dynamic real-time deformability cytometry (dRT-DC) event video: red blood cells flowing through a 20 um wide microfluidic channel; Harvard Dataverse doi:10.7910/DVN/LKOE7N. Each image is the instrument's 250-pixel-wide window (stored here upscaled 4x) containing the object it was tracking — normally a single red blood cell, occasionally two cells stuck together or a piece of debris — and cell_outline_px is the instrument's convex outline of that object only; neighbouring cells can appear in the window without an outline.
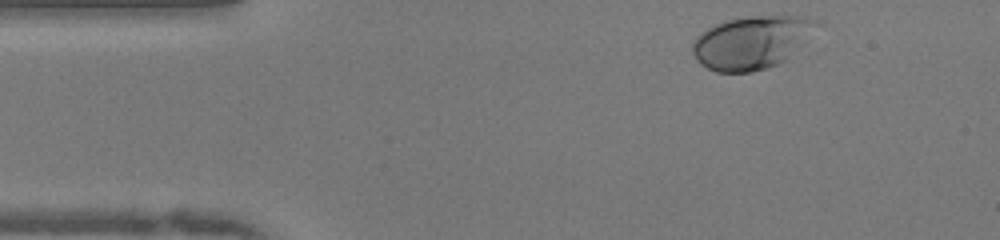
{"species": "human", "species_latin": "Homo sapiens", "temperature_condition": "warm", "stored_images_in_passage": 37, "camera_frame_rate_fps": 3000, "um_per_image_px": 0.085, "donor": {"sex": "female"}, "frame": {"image": 1, "passage_image": 1, "time_ms": 0.0, "image_size_px": [1000, 240], "cell_outline_px": [[820, 20], [784, 60], [776, 64], [752, 72], [716, 72], [700, 64], [696, 60], [692, 52], [692, 44], [696, 36], [700, 32], [716, 24], [728, 20], [752, 16], [808, 16]], "centroid_in_image_um": [63.78, 3.6], "position_along_channel_um": 21.2, "area_um2": 37.34}}
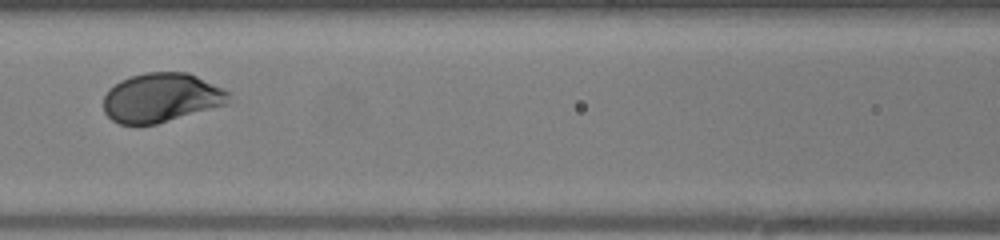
{"frame": {"image": 2, "passage_image": 16, "time_ms": 5.0, "image_size_px": [1000, 240], "cell_outline_px": [[228, 104], [156, 124], [120, 124], [112, 120], [104, 112], [104, 96], [108, 88], [120, 80], [132, 76], [148, 72], [188, 72], [228, 92]], "centroid_in_image_um": [13.66, 8.31], "position_along_channel_um": 152.9, "area_um2": 35.55}}
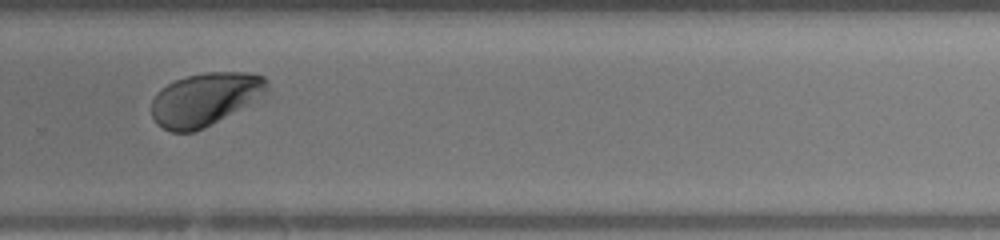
{"frame": {"image": 3, "passage_image": 28, "time_ms": 9.0, "image_size_px": [1000, 240], "cell_outline_px": [[268, 92], [204, 128], [196, 132], [172, 132], [156, 124], [152, 116], [152, 100], [156, 92], [160, 88], [176, 80], [188, 76], [208, 72], [248, 72], [264, 76], [268, 80]], "centroid_in_image_um": [17.4, 8.42], "position_along_channel_um": 312.4, "area_um2": 35.37}, "authors_computed_cell_mechanics": {"area_um2": 35.7204, "velocity_mm_per_s": 4.0044, "shape_relaxation_time_tau1_ms": 1.444, "shape_relaxation_time_tau2_ms": null, "deformation_change_tau1": 0.1225, "deformation_change_tau2": null}}